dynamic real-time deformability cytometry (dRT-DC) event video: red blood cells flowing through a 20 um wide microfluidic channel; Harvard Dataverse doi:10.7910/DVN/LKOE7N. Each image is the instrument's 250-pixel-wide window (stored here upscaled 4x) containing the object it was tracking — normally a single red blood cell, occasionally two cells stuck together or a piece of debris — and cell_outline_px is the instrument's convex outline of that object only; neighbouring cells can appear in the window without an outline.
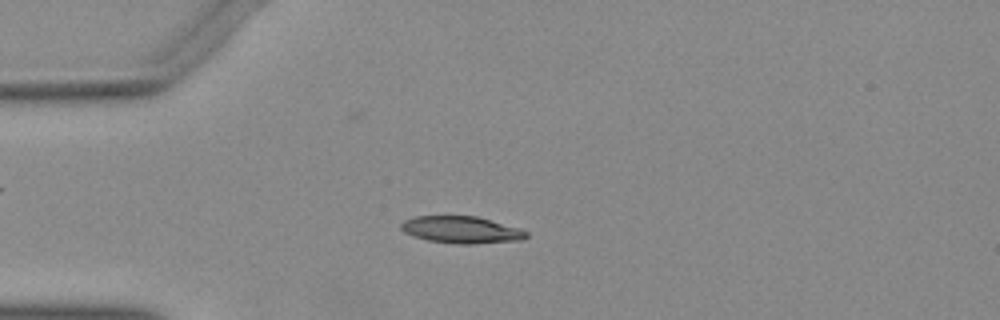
{"species": "Egyptian fruit bat (a non-hibernating species)", "species_latin": "Rousettus aegyptiacus", "temperature_condition": "warm", "stored_images_in_passage": 49, "camera_frame_rate_fps": 3000, "um_per_image_px": 0.085, "animal": {"sex": "female"}, "frame": {"image": 1, "passage_image": 10, "time_ms": 3.0, "image_size_px": [1000, 320], "cell_outline_px": [[528, 236], [520, 240], [472, 244], [456, 244], [428, 240], [412, 236], [404, 232], [400, 228], [400, 224], [404, 220], [416, 216], [476, 216], [520, 228], [528, 232]], "centroid_in_image_um": [39.2, 19.53], "position_along_channel_um": 45.8, "area_um2": 19.71}}
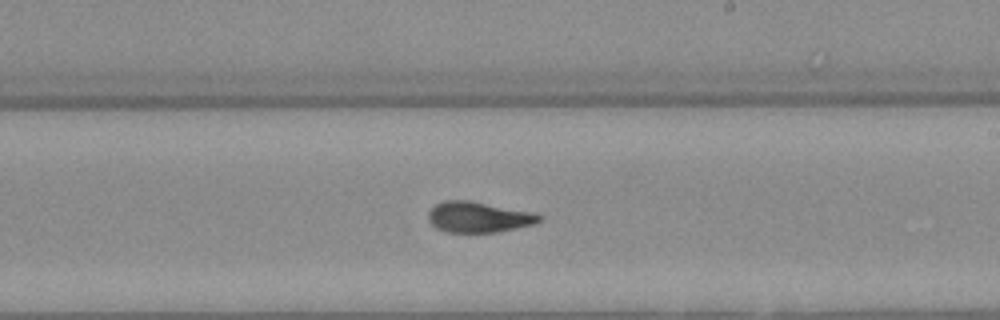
{"frame": {"image": 2, "passage_image": 27, "time_ms": 8.667, "image_size_px": [1000, 320], "cell_outline_px": [[540, 220], [532, 224], [496, 232], [448, 232], [436, 228], [428, 220], [428, 212], [436, 204], [444, 200], [468, 200], [528, 212], [540, 216]], "centroid_in_image_um": [40.57, 18.45], "position_along_channel_um": 248.4, "area_um2": 19.25}}
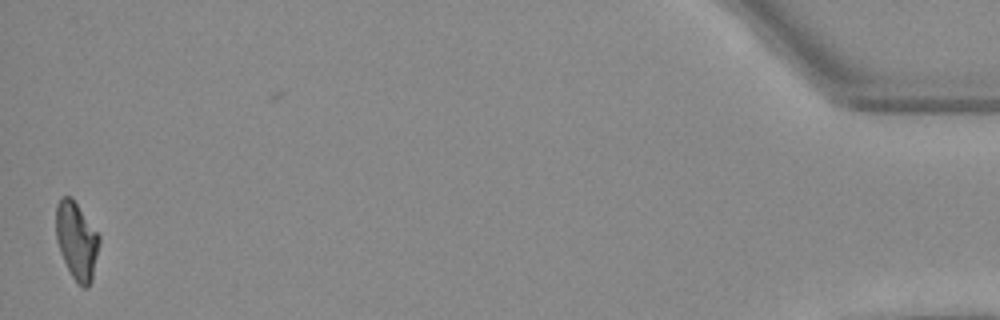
{"frame": {"image": 3, "passage_image": 48, "time_ms": 15.667, "image_size_px": [1000, 320], "cell_outline_px": [[100, 244], [92, 280], [88, 288], [84, 288], [72, 276], [60, 252], [56, 236], [56, 204], [64, 196], [72, 196], [100, 236]], "centroid_in_image_um": [6.53, 20.44], "position_along_channel_um": 428.7, "area_um2": 19.48}}